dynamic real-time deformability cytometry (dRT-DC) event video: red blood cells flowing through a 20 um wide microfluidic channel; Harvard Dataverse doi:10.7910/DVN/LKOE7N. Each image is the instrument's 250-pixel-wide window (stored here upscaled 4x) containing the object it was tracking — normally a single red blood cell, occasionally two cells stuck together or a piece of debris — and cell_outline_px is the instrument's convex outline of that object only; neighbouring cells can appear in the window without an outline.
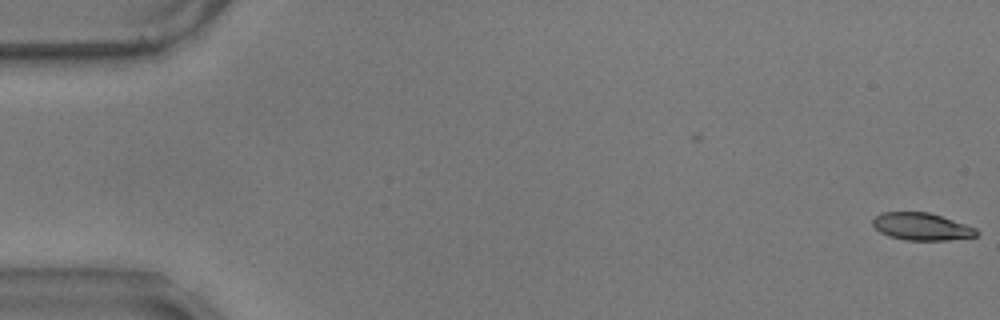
{"species": "common noctule bat (a hibernating species)", "species_latin": "Nyctalus noctula", "temperature_condition": "warm", "stored_images_in_passage": 8, "camera_frame_rate_fps": 3000, "um_per_image_px": 0.085, "animal": {"sex": "male", "body_mass_g": 17.9}, "frame": {"image": 1, "passage_image": 1, "time_ms": 0.0, "image_size_px": [1000, 320], "cell_outline_px": [[980, 232], [976, 236], [948, 240], [904, 240], [888, 236], [880, 232], [872, 224], [872, 220], [880, 212], [928, 212], [976, 228]], "centroid_in_image_um": [78.31, 19.26], "position_along_channel_um": 6.7, "area_um2": 16.47}}